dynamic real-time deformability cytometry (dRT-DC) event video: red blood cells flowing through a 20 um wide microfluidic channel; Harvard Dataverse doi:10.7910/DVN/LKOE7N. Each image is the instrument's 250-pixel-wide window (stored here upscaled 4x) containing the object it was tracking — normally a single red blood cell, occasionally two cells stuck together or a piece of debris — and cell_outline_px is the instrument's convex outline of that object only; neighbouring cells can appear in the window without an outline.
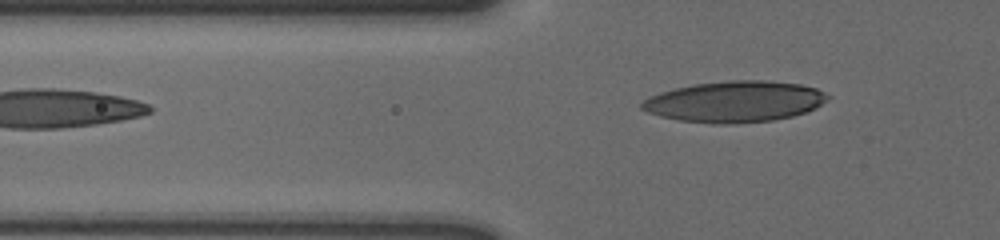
{"species": "human", "species_latin": "Homo sapiens", "temperature_condition": "cold", "stored_images_in_passage": 6, "camera_frame_rate_fps": 3000, "um_per_image_px": 0.085, "donor": {"sex": "male"}, "frame": {"image": 1, "passage_image": 6, "time_ms": 1.667, "image_size_px": [1000, 240], "cell_outline_px": [[832, 96], [828, 100], [816, 108], [792, 116], [772, 120], [728, 124], [712, 124], [680, 120], [660, 116], [648, 112], [640, 108], [640, 104], [648, 96], [660, 92], [676, 88], [696, 84], [732, 80], [768, 80], [800, 84], [816, 88]], "centroid_in_image_um": [62.47, 8.63], "position_along_channel_um": 63.3, "area_um2": 44.51}}